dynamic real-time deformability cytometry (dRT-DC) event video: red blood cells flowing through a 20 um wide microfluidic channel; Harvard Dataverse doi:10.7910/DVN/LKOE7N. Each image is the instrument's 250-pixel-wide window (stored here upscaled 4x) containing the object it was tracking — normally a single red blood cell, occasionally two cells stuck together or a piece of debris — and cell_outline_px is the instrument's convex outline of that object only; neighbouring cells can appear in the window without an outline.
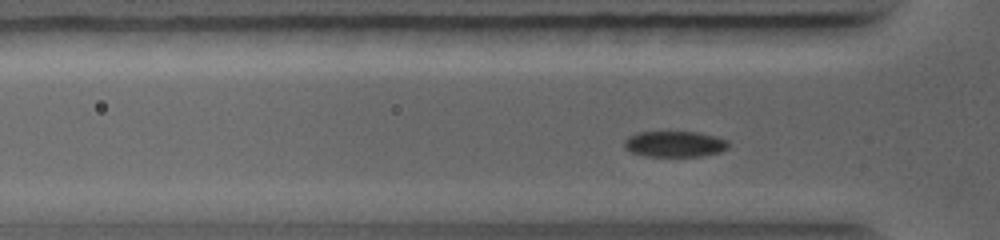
{"species": "common noctule bat (a hibernating species)", "species_latin": "Nyctalus noctula", "temperature_condition": "warm", "stored_images_in_passage": 19, "camera_frame_rate_fps": 5000, "um_per_image_px": 0.085, "animal": {"sex": "female", "body_mass_g": 19.0, "forearm_length_mm": 56.7}, "frame": {"image": 1, "passage_image": 11, "time_ms": 1.8, "image_size_px": [1000, 240], "cell_outline_px": [[728, 148], [720, 152], [700, 156], [644, 156], [632, 152], [624, 148], [624, 140], [628, 136], [636, 132], [696, 132], [716, 136], [728, 140]], "centroid_in_image_um": [57.33, 12.24], "position_along_channel_um": 68.5, "area_um2": 15.78}}
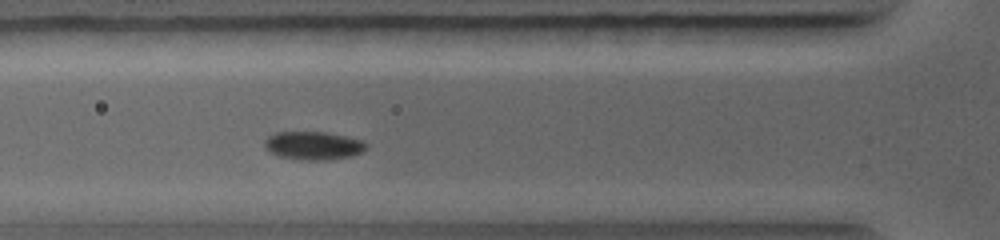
{"frame": {"image": 2, "passage_image": 14, "time_ms": 2.4, "image_size_px": [1000, 240], "cell_outline_px": [[368, 144], [360, 152], [352, 156], [332, 160], [300, 160], [280, 156], [264, 148], [264, 140], [268, 136], [276, 132], [324, 132], [344, 136], [360, 140]], "centroid_in_image_um": [26.6, 12.38], "position_along_channel_um": 99.2, "area_um2": 16.65}}
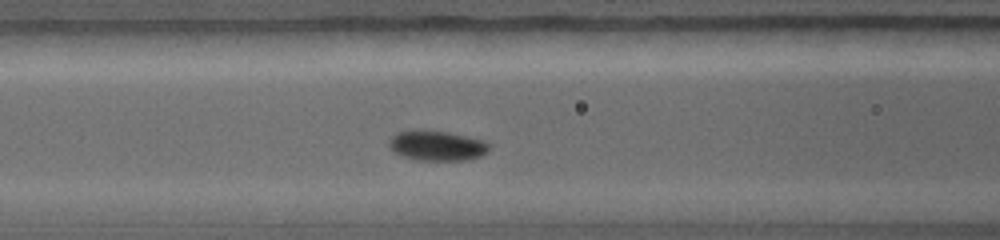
{"frame": {"image": 3, "passage_image": 17, "time_ms": 3.0, "image_size_px": [1000, 240], "cell_outline_px": [[488, 152], [480, 156], [468, 160], [412, 160], [400, 156], [388, 144], [388, 140], [392, 136], [400, 132], [448, 132], [484, 140], [488, 144]], "centroid_in_image_um": [37.16, 12.42], "position_along_channel_um": 129.4, "area_um2": 17.05}}